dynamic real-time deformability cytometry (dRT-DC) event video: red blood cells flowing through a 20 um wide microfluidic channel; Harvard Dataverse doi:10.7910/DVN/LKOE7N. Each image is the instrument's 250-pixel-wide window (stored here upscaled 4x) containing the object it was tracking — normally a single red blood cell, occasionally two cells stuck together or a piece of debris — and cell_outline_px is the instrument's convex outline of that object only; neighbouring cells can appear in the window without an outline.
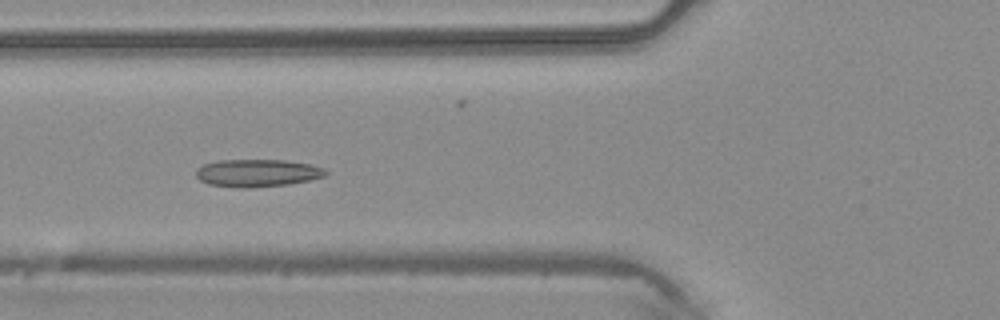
{"species": "common noctule bat (a hibernating species)", "species_latin": "Nyctalus noctula", "temperature_condition": "warm", "stored_images_in_passage": 38, "camera_frame_rate_fps": 3000, "um_per_image_px": 0.085, "animal": {"sex": "male", "body_mass_g": 20.4}, "frame": {"image": 1, "passage_image": 9, "time_ms": 2.667, "image_size_px": [1000, 320], "cell_outline_px": [[328, 172], [324, 176], [308, 180], [288, 184], [248, 188], [244, 188], [208, 184], [200, 180], [196, 176], [196, 168], [204, 164], [216, 160], [284, 160], [308, 164], [324, 168]], "centroid_in_image_um": [21.83, 14.7], "position_along_channel_um": 104.0, "area_um2": 20.69}}
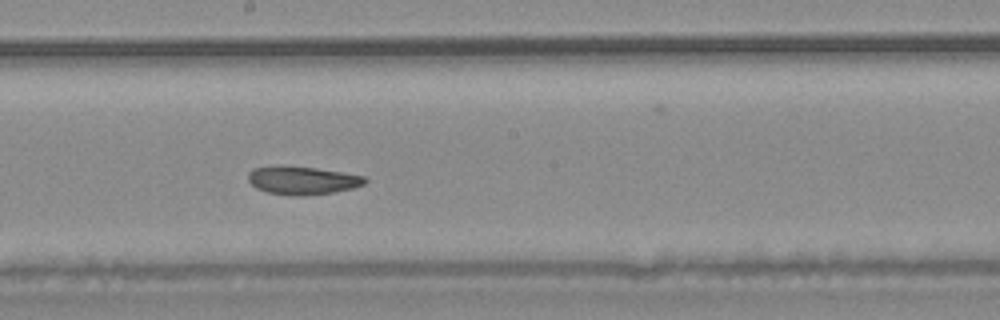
{"frame": {"image": 2, "passage_image": 17, "time_ms": 5.333, "image_size_px": [1000, 320], "cell_outline_px": [[368, 180], [364, 184], [352, 188], [332, 192], [300, 196], [292, 196], [268, 192], [256, 188], [248, 180], [248, 172], [252, 168], [316, 168], [364, 176]], "centroid_in_image_um": [25.73, 15.37], "position_along_channel_um": 222.5, "area_um2": 18.38}}
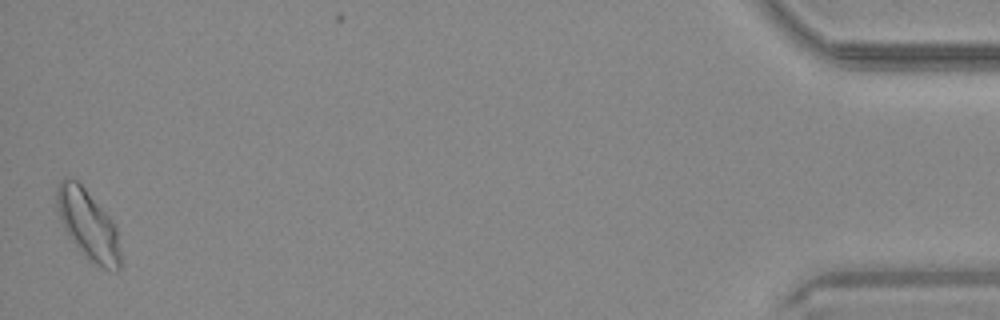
{"frame": {"image": 3, "passage_image": 37, "time_ms": 12.0, "image_size_px": [1000, 320], "cell_outline_px": [[120, 272], [116, 272], [104, 268], [88, 260], [72, 240], [64, 228], [60, 220], [56, 204], [56, 188], [60, 180], [64, 176], [76, 180], [84, 188], [116, 224], [120, 252]], "centroid_in_image_um": [7.49, 19.1], "position_along_channel_um": 427.7, "area_um2": 25.78}}